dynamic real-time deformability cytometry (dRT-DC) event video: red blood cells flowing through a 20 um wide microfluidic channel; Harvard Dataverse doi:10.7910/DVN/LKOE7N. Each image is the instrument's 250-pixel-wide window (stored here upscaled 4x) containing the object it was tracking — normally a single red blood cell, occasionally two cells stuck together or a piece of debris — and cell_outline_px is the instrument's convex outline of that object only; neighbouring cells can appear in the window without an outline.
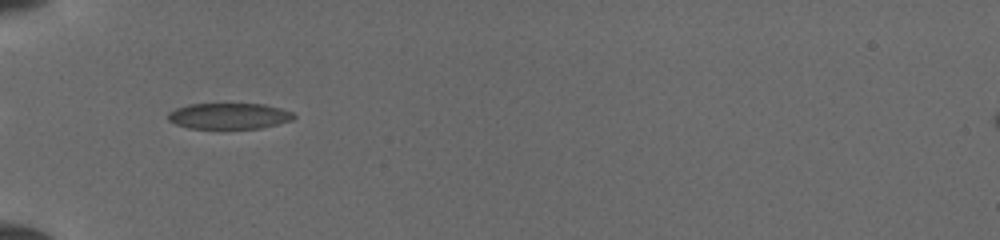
{"species": "common noctule bat (a hibernating species)", "species_latin": "Nyctalus noctula", "temperature_condition": "cold", "stored_images_in_passage": 36, "camera_frame_rate_fps": 3000, "um_per_image_px": 0.085, "animal": {"sex": "female", "body_mass_g": 19.5, "forearm_length_mm": 54.1}, "frame": {"image": 1, "passage_image": 3, "time_ms": 0.667, "image_size_px": [1000, 240], "cell_outline_px": [[296, 116], [292, 120], [260, 128], [188, 128], [176, 124], [168, 120], [168, 112], [176, 108], [188, 104], [264, 104], [280, 108], [292, 112]], "centroid_in_image_um": [19.45, 9.85], "position_along_channel_um": 65.5, "area_um2": 18.9}}
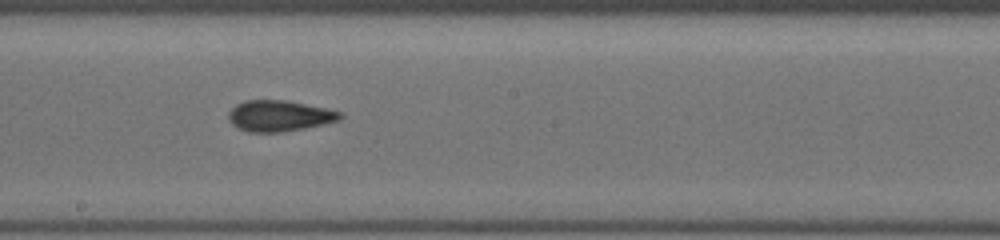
{"frame": {"image": 2, "passage_image": 15, "time_ms": 4.667, "image_size_px": [1000, 240], "cell_outline_px": [[344, 116], [340, 120], [304, 128], [280, 132], [248, 132], [232, 124], [228, 120], [228, 112], [236, 104], [248, 100], [288, 100], [328, 108], [344, 112]], "centroid_in_image_um": [23.78, 9.83], "position_along_channel_um": 224.4, "area_um2": 20.29}}
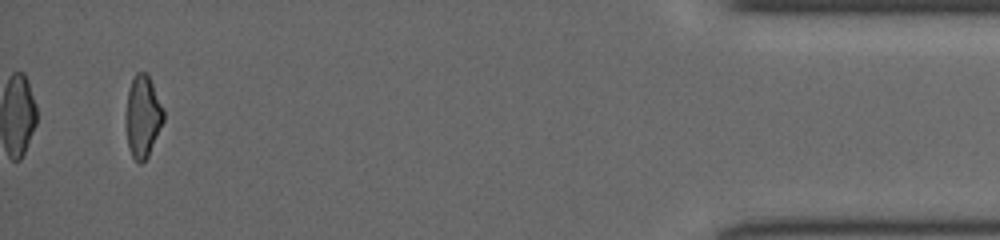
{"frame": {"image": 3, "passage_image": 34, "time_ms": 11.0, "image_size_px": [1000, 240], "cell_outline_px": [[164, 120], [148, 156], [140, 164], [132, 156], [128, 148], [124, 120], [124, 116], [128, 88], [136, 72], [144, 72], [148, 76], [164, 108]], "centroid_in_image_um": [12.1, 9.9], "position_along_channel_um": 423.1, "area_um2": 18.21}}